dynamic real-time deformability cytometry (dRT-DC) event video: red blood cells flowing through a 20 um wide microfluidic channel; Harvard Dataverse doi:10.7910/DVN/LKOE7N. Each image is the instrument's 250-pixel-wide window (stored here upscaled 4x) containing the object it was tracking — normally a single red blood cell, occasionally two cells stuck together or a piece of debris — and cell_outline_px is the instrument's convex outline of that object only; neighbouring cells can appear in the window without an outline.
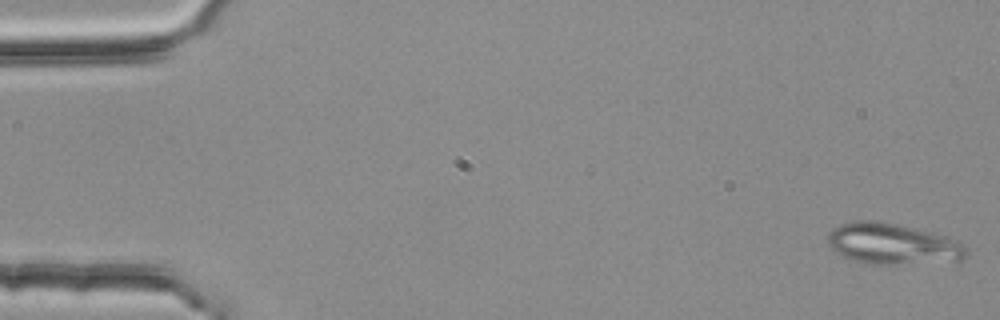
{"species": "common noctule bat (a hibernating species)", "species_latin": "Nyctalus noctula", "temperature_condition": "room temperature", "stored_images_in_passage": 53, "segment_of_instrument_passage": [1, 2], "camera_frame_rate_fps": 3000, "um_per_image_px": 0.085, "animal": {"sex": "female", "body_mass_g": 25.1}, "frame": {"image": 1, "passage_image": 1, "time_ms": 0.0, "image_size_px": [1000, 320], "cell_outline_px": [[968, 252], [960, 260], [892, 264], [872, 264], [852, 260], [836, 252], [828, 244], [828, 236], [832, 228], [840, 224], [856, 220], [876, 220], [896, 224], [944, 236], [964, 244], [968, 248]], "centroid_in_image_um": [75.83, 20.72], "position_along_channel_um": 9.2, "area_um2": 32.6}}